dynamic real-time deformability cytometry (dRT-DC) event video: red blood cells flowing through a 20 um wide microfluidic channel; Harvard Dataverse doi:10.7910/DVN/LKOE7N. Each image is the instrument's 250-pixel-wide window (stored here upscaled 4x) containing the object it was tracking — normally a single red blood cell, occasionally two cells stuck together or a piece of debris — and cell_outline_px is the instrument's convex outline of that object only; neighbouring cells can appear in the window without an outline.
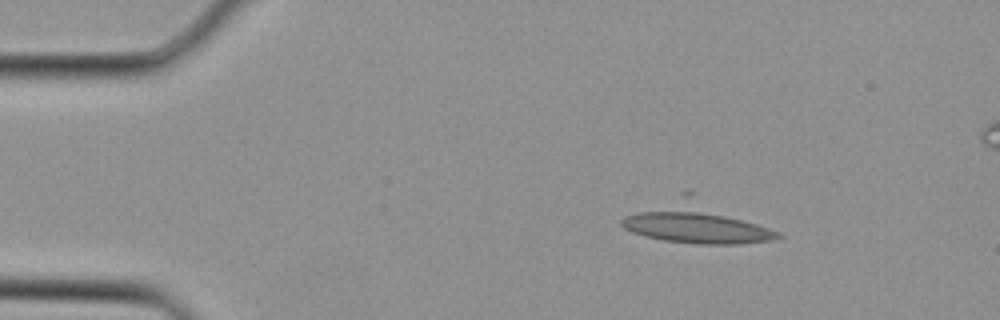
{"species": "Egyptian fruit bat (a non-hibernating species)", "species_latin": "Rousettus aegyptiacus", "temperature_condition": "cold", "stored_images_in_passage": 3, "camera_frame_rate_fps": 3000, "um_per_image_px": 0.085, "animal": {"sex": "female"}, "frame": {"image": 1, "passage_image": 1, "time_ms": 0.0, "image_size_px": [1000, 320], "cell_outline_px": [[784, 236], [768, 240], [740, 244], [696, 244], [664, 240], [644, 236], [632, 232], [624, 228], [620, 224], [620, 220], [624, 216], [680, 192], [692, 192], [780, 232]], "centroid_in_image_um": [59.15, 18.9], "position_along_channel_um": 25.9, "area_um2": 37.45}}